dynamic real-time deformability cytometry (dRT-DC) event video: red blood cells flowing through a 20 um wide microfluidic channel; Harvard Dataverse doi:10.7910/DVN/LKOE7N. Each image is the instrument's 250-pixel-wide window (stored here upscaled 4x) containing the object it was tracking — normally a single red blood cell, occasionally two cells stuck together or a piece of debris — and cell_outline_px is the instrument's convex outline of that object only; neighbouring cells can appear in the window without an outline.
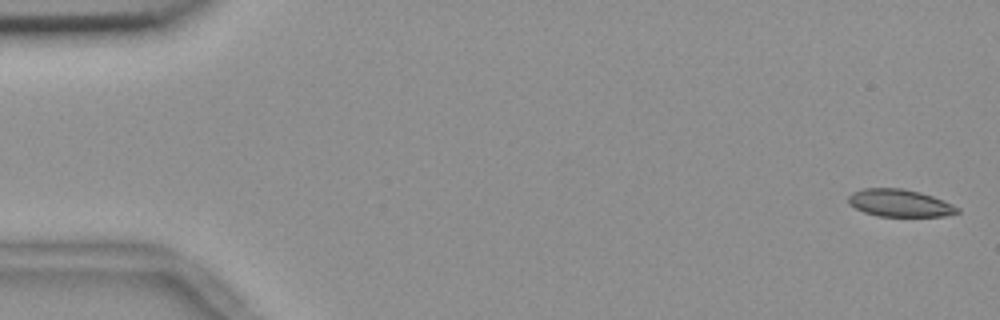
{"species": "common noctule bat (a hibernating species)", "species_latin": "Nyctalus noctula", "temperature_condition": "room temperature", "stored_images_in_passage": 6, "camera_frame_rate_fps": 3000, "um_per_image_px": 0.085, "animal": {"sex": "female", "body_mass_g": 18.4}, "frame": {"image": 1, "passage_image": 1, "time_ms": 0.0, "image_size_px": [1000, 320], "cell_outline_px": [[960, 212], [944, 216], [876, 216], [864, 212], [848, 204], [848, 196], [852, 192], [864, 188], [900, 188], [920, 192], [932, 196], [952, 204], [960, 208]], "centroid_in_image_um": [76.46, 17.26], "position_along_channel_um": 8.5, "area_um2": 17.4}}